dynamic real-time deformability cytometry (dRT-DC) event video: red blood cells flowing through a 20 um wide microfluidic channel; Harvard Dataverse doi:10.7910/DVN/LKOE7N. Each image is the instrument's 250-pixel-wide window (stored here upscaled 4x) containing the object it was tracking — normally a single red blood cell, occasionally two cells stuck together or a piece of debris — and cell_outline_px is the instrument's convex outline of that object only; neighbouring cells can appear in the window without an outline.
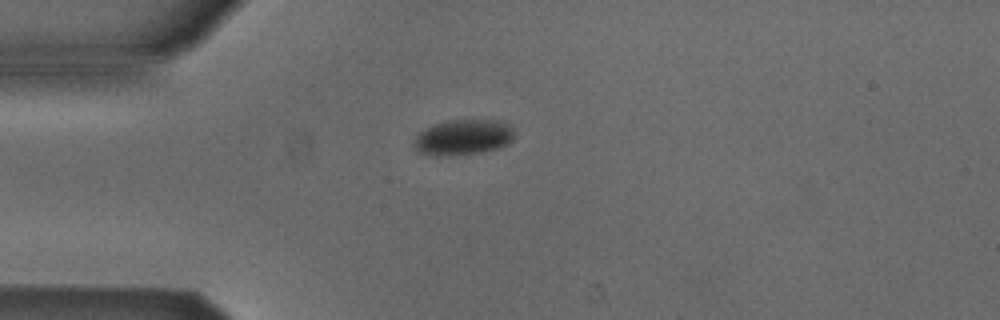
{"species": "Egyptian fruit bat (a non-hibernating species)", "species_latin": "Rousettus aegyptiacus", "temperature_condition": "cold", "stored_images_in_passage": 7, "camera_frame_rate_fps": 3000, "um_per_image_px": 0.085, "animal": {"sex": "male"}, "frame": {"image": 1, "passage_image": 5, "time_ms": 1.333, "image_size_px": [1000, 320], "cell_outline_px": [[512, 136], [508, 144], [484, 152], [436, 156], [420, 152], [412, 144], [416, 136], [424, 128], [448, 120], [500, 120], [508, 124], [512, 128]], "centroid_in_image_um": [39.35, 11.66], "position_along_channel_um": 45.7, "area_um2": 20.52}}
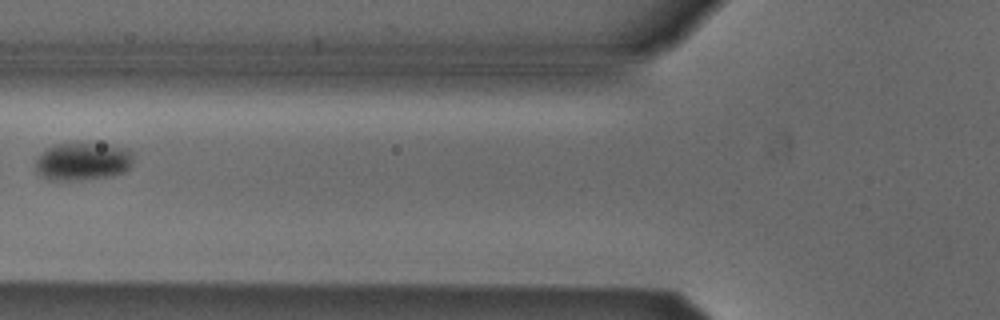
{"frame": {"image": 2, "passage_image": 7, "time_ms": 2.0, "image_size_px": [1000, 320], "cell_outline_px": [[132, 164], [124, 172], [112, 176], [80, 180], [48, 180], [40, 176], [36, 172], [36, 160], [40, 152], [56, 144], [108, 144], [128, 148], [132, 152]], "centroid_in_image_um": [7.03, 13.73], "position_along_channel_um": 118.8, "area_um2": 21.73}}